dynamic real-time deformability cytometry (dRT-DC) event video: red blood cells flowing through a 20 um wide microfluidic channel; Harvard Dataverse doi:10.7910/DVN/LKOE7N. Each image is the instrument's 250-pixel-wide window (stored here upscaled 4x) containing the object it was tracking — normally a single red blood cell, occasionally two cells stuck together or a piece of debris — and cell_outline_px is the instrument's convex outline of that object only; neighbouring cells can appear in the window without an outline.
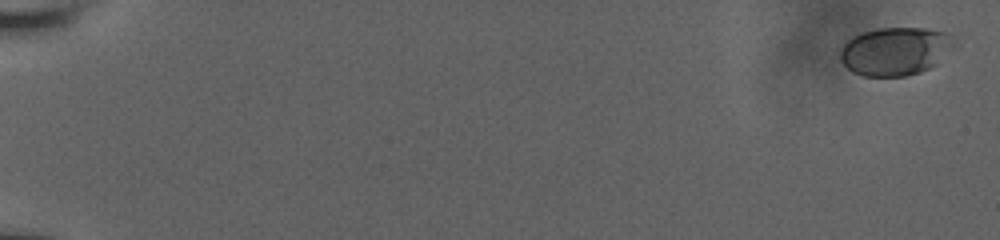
{"species": "human", "species_latin": "Homo sapiens", "temperature_condition": "room temperature", "stored_images_in_passage": 49, "camera_frame_rate_fps": 3000, "um_per_image_px": 0.085, "donor": {"sex": "male"}, "frame": {"image": 1, "passage_image": 1, "time_ms": 0.0, "image_size_px": [1000, 240], "cell_outline_px": [[952, 44], [936, 64], [920, 72], [904, 76], [864, 76], [852, 72], [840, 60], [840, 48], [852, 36], [860, 32], [876, 28], [928, 28], [952, 32]], "centroid_in_image_um": [76.05, 4.33], "position_along_channel_um": 9.0, "area_um2": 31.96}}
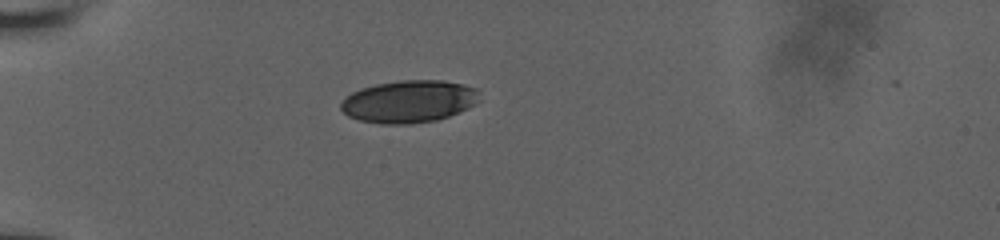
{"frame": {"image": 2, "passage_image": 35, "time_ms": 6.0, "image_size_px": [1000, 240], "cell_outline_px": [[480, 100], [468, 108], [448, 116], [436, 120], [408, 124], [380, 124], [360, 120], [348, 116], [340, 108], [340, 104], [344, 96], [360, 88], [376, 84], [400, 80], [444, 80], [464, 84], [480, 88]], "centroid_in_image_um": [34.78, 8.61], "position_along_channel_um": 50.2, "area_um2": 34.62}}
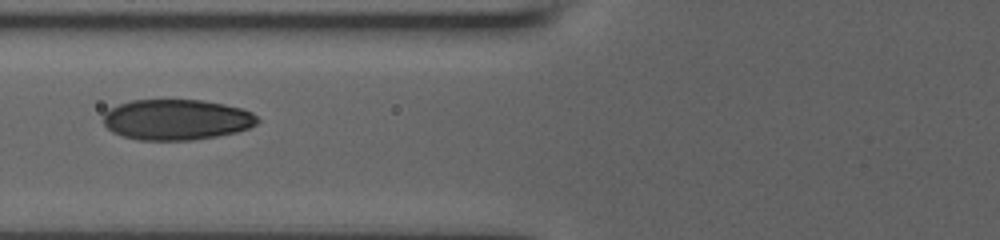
{"frame": {"image": 3, "passage_image": 48, "time_ms": 8.333, "image_size_px": [1000, 240], "cell_outline_px": [[260, 120], [256, 124], [248, 128], [236, 132], [216, 136], [192, 140], [140, 140], [124, 136], [112, 132], [104, 124], [104, 112], [108, 108], [132, 100], [200, 100], [224, 104], [240, 108], [252, 112]], "centroid_in_image_um": [15.0, 10.17], "position_along_channel_um": 110.8, "area_um2": 36.41}}